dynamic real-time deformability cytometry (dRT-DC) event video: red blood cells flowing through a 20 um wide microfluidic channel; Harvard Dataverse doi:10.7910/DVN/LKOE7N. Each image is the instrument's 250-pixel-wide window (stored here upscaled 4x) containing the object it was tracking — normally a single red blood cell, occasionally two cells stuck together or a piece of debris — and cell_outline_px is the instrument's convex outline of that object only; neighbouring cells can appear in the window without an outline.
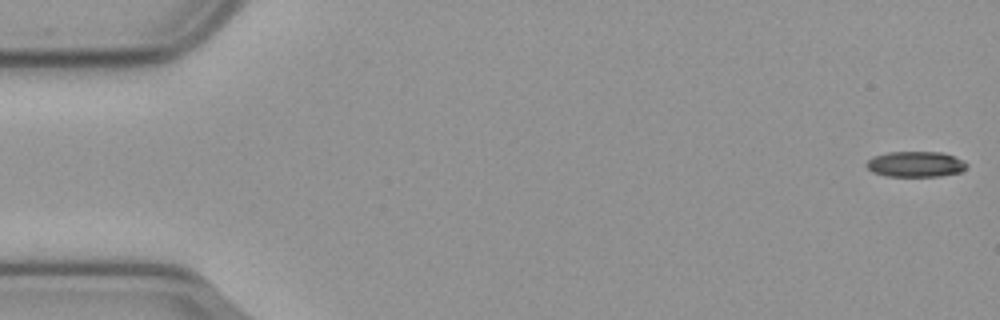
{"species": "common noctule bat (a hibernating species)", "species_latin": "Nyctalus noctula", "temperature_condition": "cold", "stored_images_in_passage": 57, "camera_frame_rate_fps": 3000, "um_per_image_px": 0.085, "animal": {"sex": "male", "body_mass_g": 23.1, "forearm_length_mm": 52.7}, "frame": {"image": 1, "passage_image": 1, "time_ms": 0.0, "image_size_px": [1000, 320], "cell_outline_px": [[968, 168], [960, 172], [940, 176], [884, 176], [872, 172], [864, 164], [872, 156], [888, 152], [940, 152], [964, 160], [968, 164]], "centroid_in_image_um": [77.81, 13.96], "position_along_channel_um": 7.2, "area_um2": 15.09}}
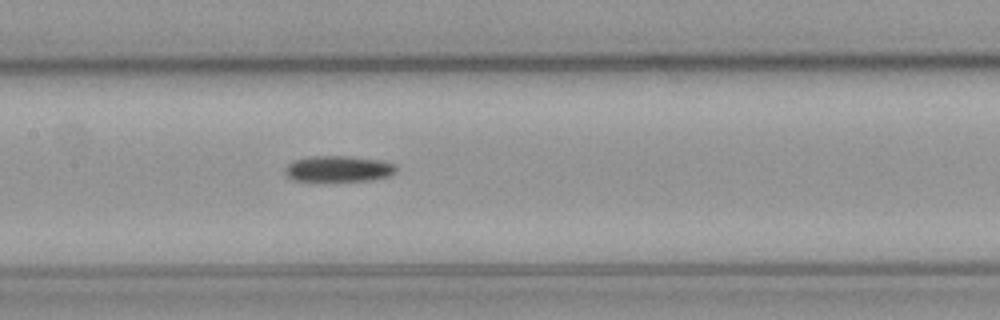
{"frame": {"image": 2, "passage_image": 27, "time_ms": 8.667, "image_size_px": [1000, 320], "cell_outline_px": [[396, 172], [388, 176], [372, 180], [292, 180], [284, 172], [284, 168], [292, 160], [312, 156], [348, 156], [380, 160], [392, 164], [396, 168]], "centroid_in_image_um": [28.73, 14.33], "position_along_channel_um": 178.7, "area_um2": 16.59}}
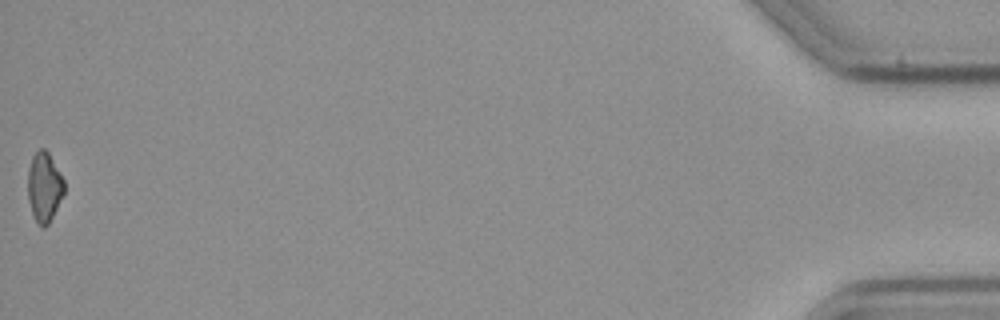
{"frame": {"image": 3, "passage_image": 57, "time_ms": 18.667, "image_size_px": [1000, 320], "cell_outline_px": [[64, 192], [48, 224], [44, 228], [36, 220], [32, 212], [28, 200], [28, 168], [32, 156], [40, 148], [44, 148], [48, 152], [64, 180]], "centroid_in_image_um": [3.75, 15.86], "position_along_channel_um": 431.5, "area_um2": 14.45}}